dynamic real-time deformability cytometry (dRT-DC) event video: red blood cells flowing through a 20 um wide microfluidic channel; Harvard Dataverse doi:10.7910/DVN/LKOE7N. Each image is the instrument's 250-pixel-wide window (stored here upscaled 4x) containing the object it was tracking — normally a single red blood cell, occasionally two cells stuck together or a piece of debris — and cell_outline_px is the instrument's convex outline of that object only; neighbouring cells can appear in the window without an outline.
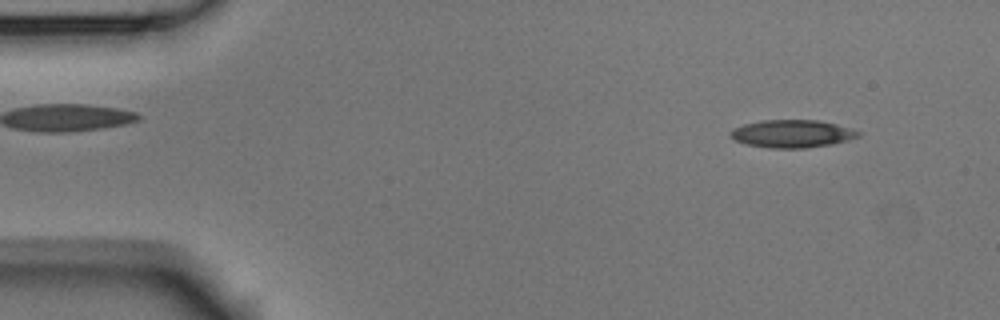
{"species": "Egyptian fruit bat (a non-hibernating species)", "species_latin": "Rousettus aegyptiacus", "temperature_condition": "room temperature", "stored_images_in_passage": 3, "segment_of_instrument_passage": [2, 2], "camera_frame_rate_fps": 3000, "um_per_image_px": 0.085, "animal": {"sex": "male"}, "frame": {"image": 1, "passage_image": 3, "time_ms": 0.667, "image_size_px": [1000, 320], "cell_outline_px": [[860, 136], [848, 140], [832, 144], [804, 148], [768, 148], [744, 144], [736, 140], [728, 132], [732, 128], [744, 124], [760, 120], [820, 120], [836, 124], [860, 132]], "centroid_in_image_um": [67.29, 11.36], "position_along_channel_um": 17.7, "area_um2": 20.69}}